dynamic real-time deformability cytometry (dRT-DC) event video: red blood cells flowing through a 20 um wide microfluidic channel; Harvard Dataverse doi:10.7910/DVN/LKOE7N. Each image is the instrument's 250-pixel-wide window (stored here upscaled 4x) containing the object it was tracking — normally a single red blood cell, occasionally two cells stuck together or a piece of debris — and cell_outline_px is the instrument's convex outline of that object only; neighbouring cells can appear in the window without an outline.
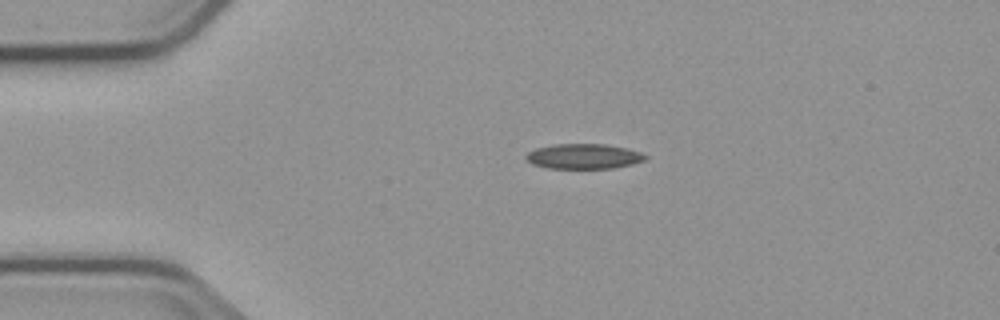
{"species": "common noctule bat (a hibernating species)", "species_latin": "Nyctalus noctula", "temperature_condition": "cold", "stored_images_in_passage": 2, "camera_frame_rate_fps": 3000, "um_per_image_px": 0.085, "animal": {"sex": "male", "body_mass_g": 23.1, "forearm_length_mm": 52.7}, "frame": {"image": 1, "passage_image": 1, "time_ms": 0.0, "image_size_px": [1000, 320], "cell_outline_px": [[648, 156], [644, 160], [632, 164], [616, 168], [548, 168], [532, 164], [524, 156], [528, 152], [536, 148], [552, 144], [604, 144], [628, 148], [640, 152]], "centroid_in_image_um": [49.62, 13.28], "position_along_channel_um": 35.4, "area_um2": 17.46}}